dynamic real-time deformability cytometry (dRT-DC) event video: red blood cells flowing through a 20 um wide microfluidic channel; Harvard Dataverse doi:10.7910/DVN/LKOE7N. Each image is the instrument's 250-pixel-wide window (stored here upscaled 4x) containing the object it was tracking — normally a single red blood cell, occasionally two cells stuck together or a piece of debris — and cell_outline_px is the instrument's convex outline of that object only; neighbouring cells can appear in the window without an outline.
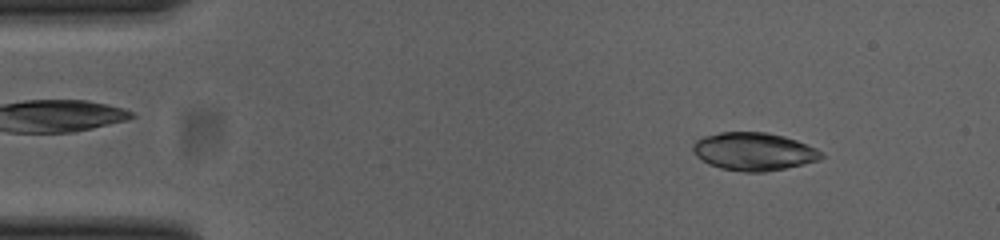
{"species": "common noctule bat (a hibernating species)", "species_latin": "Nyctalus noctula", "temperature_condition": "cold", "stored_images_in_passage": 49, "camera_frame_rate_fps": 3000, "um_per_image_px": 0.085, "animal": {"sex": "female", "body_mass_g": 23.0, "forearm_length_mm": 53.4}, "frame": {"image": 1, "passage_image": 3, "time_ms": 0.667, "image_size_px": [1000, 240], "cell_outline_px": [[824, 156], [820, 160], [804, 164], [764, 172], [744, 172], [720, 168], [708, 164], [696, 156], [692, 148], [692, 144], [696, 140], [704, 136], [720, 132], [768, 132], [784, 136], [796, 140], [816, 148], [824, 152]], "centroid_in_image_um": [64.08, 12.88], "position_along_channel_um": 20.9, "area_um2": 28.55}}